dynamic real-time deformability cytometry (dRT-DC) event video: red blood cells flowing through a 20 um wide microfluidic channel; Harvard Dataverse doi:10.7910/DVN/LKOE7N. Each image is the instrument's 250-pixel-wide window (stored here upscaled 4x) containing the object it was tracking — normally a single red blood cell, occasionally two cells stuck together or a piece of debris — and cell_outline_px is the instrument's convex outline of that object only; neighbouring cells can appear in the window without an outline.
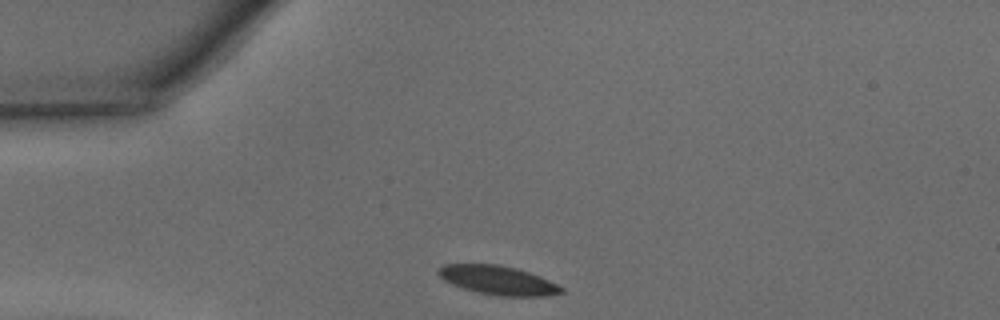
{"species": "common noctule bat (a hibernating species)", "species_latin": "Nyctalus noctula", "temperature_condition": "warm", "stored_images_in_passage": 26, "camera_frame_rate_fps": 3000, "um_per_image_px": 0.085, "animal": {"sex": "male", "body_mass_g": 15.6}, "frame": {"image": 1, "passage_image": 1, "time_ms": 0.0, "image_size_px": [1000, 320], "cell_outline_px": [[564, 292], [548, 296], [500, 296], [480, 292], [464, 288], [452, 284], [444, 280], [436, 272], [444, 264], [500, 264], [516, 268], [540, 276], [564, 288]], "centroid_in_image_um": [42.35, 23.81], "position_along_channel_um": 42.7, "area_um2": 20.58}}
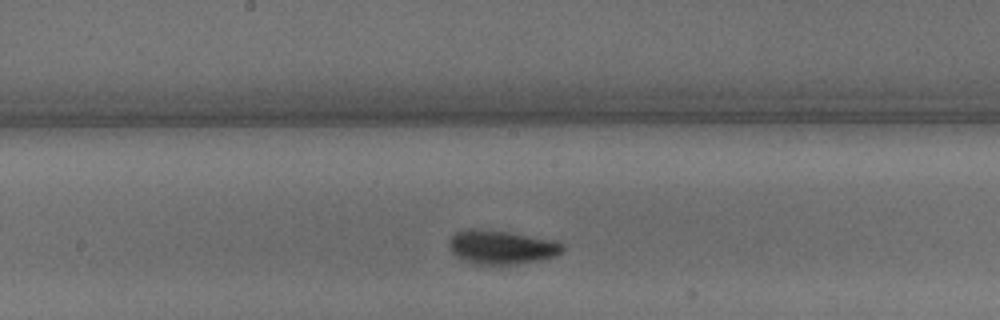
{"frame": {"image": 2, "passage_image": 14, "time_ms": 4.333, "image_size_px": [1000, 320], "cell_outline_px": [[564, 248], [556, 256], [540, 260], [512, 264], [472, 264], [456, 256], [448, 248], [448, 240], [456, 232], [468, 228], [480, 228], [508, 232], [556, 240], [564, 244]], "centroid_in_image_um": [42.6, 20.99], "position_along_channel_um": 205.6, "area_um2": 22.6}}
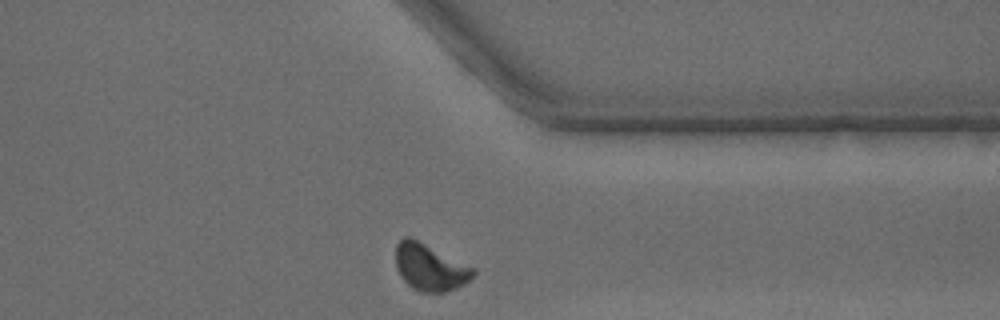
{"frame": {"image": 3, "passage_image": 26, "time_ms": 8.333, "image_size_px": [1000, 320], "cell_outline_px": [[476, 272], [464, 284], [456, 288], [444, 292], [420, 292], [412, 288], [400, 276], [396, 264], [396, 244], [404, 236], [412, 236], [476, 268]], "centroid_in_image_um": [36.55, 22.69], "position_along_channel_um": 374.9, "area_um2": 21.39}, "authors_computed_cell_mechanics": {"area_um2": 21.5016, "velocity_mm_per_s": 4.3111, "shape_relaxation_time_tau1_ms": 1.9186, "shape_relaxation_time_tau2_ms": 0.9518, "deformation_change_tau1": 0.0857, "deformation_change_tau2": 0.056}}